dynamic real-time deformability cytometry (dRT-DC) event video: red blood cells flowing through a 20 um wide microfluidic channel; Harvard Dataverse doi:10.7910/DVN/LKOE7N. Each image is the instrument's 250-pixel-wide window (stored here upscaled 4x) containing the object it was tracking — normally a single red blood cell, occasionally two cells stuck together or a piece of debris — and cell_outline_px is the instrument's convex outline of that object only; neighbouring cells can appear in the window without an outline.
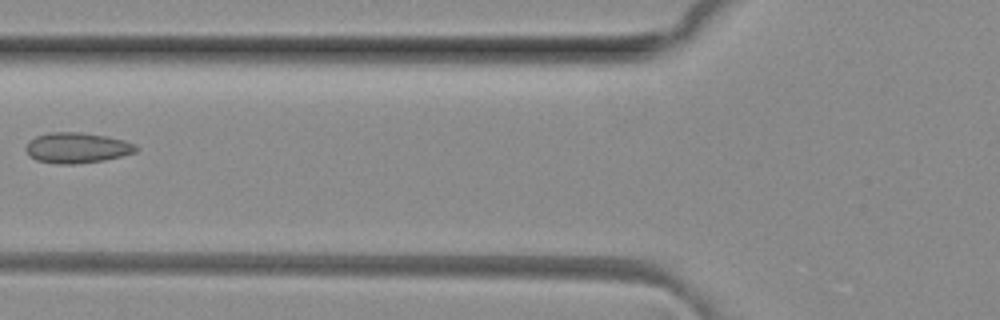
{"species": "common noctule bat (a hibernating species)", "species_latin": "Nyctalus noctula", "temperature_condition": "room temperature", "stored_images_in_passage": 6, "camera_frame_rate_fps": 3000, "um_per_image_px": 0.085, "animal": {"sex": "female", "body_mass_g": 29.2, "forearm_length_mm": 56.3}, "frame": {"image": 1, "passage_image": 5, "time_ms": 1.333, "image_size_px": [1000, 320], "cell_outline_px": [[140, 148], [136, 152], [104, 160], [76, 164], [56, 164], [36, 160], [24, 148], [28, 140], [36, 136], [48, 132], [80, 132], [108, 136], [124, 140], [136, 144]], "centroid_in_image_um": [6.55, 12.55], "position_along_channel_um": 119.2, "area_um2": 19.77}}
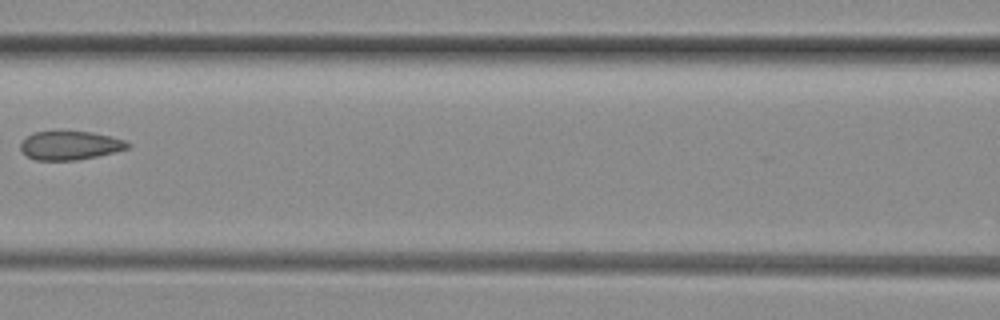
{"frame": {"image": 2, "passage_image": 6, "time_ms": 1.667, "image_size_px": [1000, 320], "cell_outline_px": [[132, 144], [128, 148], [96, 156], [76, 160], [36, 160], [20, 152], [20, 144], [32, 132], [56, 128], [60, 128], [92, 132], [124, 140]], "centroid_in_image_um": [5.88, 12.3], "position_along_channel_um": 160.7, "area_um2": 18.55}}